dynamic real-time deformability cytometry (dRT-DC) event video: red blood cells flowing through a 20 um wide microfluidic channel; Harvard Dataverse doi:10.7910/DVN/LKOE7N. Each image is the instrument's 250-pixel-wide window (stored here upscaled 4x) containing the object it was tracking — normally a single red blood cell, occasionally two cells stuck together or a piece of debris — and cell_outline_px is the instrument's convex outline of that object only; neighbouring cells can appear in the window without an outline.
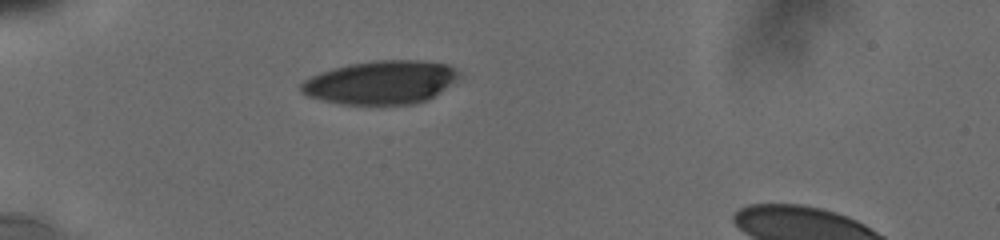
{"species": "human", "species_latin": "Homo sapiens", "temperature_condition": "cold", "stored_images_in_passage": 42, "camera_frame_rate_fps": 3000, "um_per_image_px": 0.085, "donor": {"sex": "male"}, "frame": {"image": 1, "passage_image": 1, "time_ms": 0.0, "image_size_px": [1000, 240], "cell_outline_px": [[464, 76], [432, 96], [424, 100], [412, 104], [340, 104], [308, 96], [300, 92], [300, 84], [304, 80], [320, 72], [332, 68], [348, 64], [376, 60], [420, 60], [448, 64], [456, 68]], "centroid_in_image_um": [32.39, 6.98], "position_along_channel_um": 52.6, "area_um2": 40.06}}
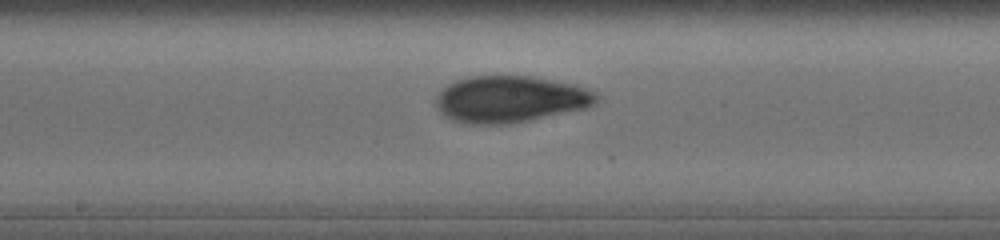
{"frame": {"image": 2, "passage_image": 16, "time_ms": 4.667, "image_size_px": [1000, 240], "cell_outline_px": [[600, 96], [596, 104], [588, 108], [508, 124], [472, 124], [452, 120], [440, 112], [436, 108], [436, 96], [440, 88], [456, 80], [468, 76], [532, 76], [576, 84], [596, 92]], "centroid_in_image_um": [43.38, 8.42], "position_along_channel_um": 204.8, "area_um2": 44.04}}
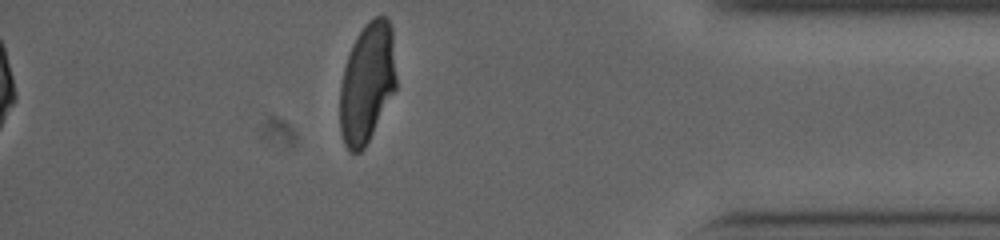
{"frame": {"image": 3, "passage_image": 42, "time_ms": 10.667, "image_size_px": [1000, 240], "cell_outline_px": [[396, 88], [364, 148], [360, 152], [348, 152], [344, 144], [340, 132], [340, 84], [344, 68], [352, 44], [356, 36], [368, 20], [372, 16], [384, 16], [388, 20], [392, 28], [396, 76]], "centroid_in_image_um": [31.19, 7.03], "position_along_channel_um": 404.0, "area_um2": 39.42}, "authors_computed_cell_mechanics": {"area_um2": 41.5582, "velocity_mm_per_s": 3.7909, "shape_relaxation_time_tau1_ms": 7.8714, "shape_relaxation_time_tau2_ms": 1.5598, "deformation_change_tau1": 0.2258, "deformation_change_tau2": 0.0563}}